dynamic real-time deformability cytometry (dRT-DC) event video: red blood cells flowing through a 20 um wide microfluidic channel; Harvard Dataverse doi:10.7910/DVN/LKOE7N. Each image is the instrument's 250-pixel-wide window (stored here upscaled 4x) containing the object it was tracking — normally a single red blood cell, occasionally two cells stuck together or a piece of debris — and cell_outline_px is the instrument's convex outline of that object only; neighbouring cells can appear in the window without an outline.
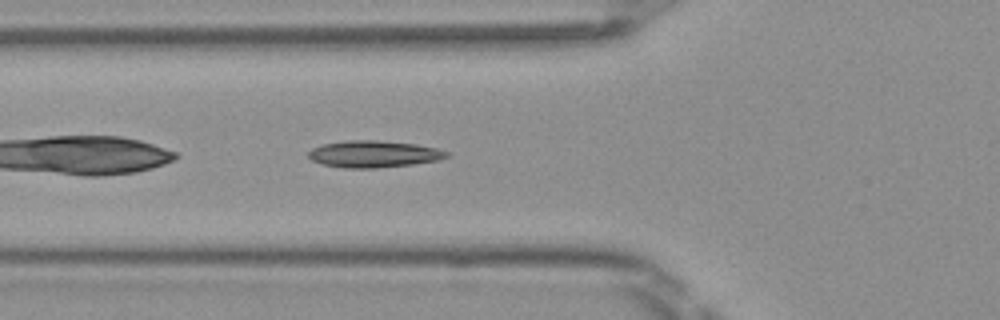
{"species": "Egyptian fruit bat (a non-hibernating species)", "species_latin": "Rousettus aegyptiacus", "temperature_condition": "room temperature", "stored_images_in_passage": 33, "camera_frame_rate_fps": 3000, "um_per_image_px": 0.085, "frame": {"image": 1, "passage_image": 3, "time_ms": 0.667, "image_size_px": [1000, 320], "cell_outline_px": [[448, 156], [440, 160], [412, 164], [376, 168], [344, 168], [324, 164], [312, 160], [308, 156], [308, 152], [312, 148], [324, 144], [344, 140], [376, 140], [416, 144], [436, 148], [448, 152]], "centroid_in_image_um": [31.76, 13.09], "position_along_channel_um": 94.0, "area_um2": 21.5}}
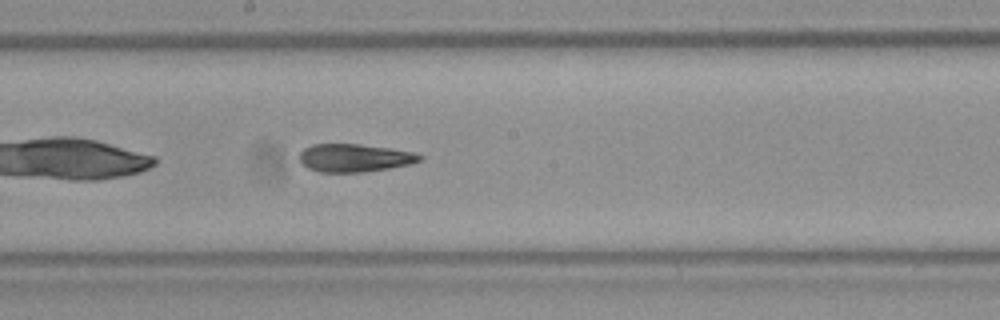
{"frame": {"image": 2, "passage_image": 12, "time_ms": 3.667, "image_size_px": [1000, 320], "cell_outline_px": [[424, 160], [408, 164], [388, 168], [360, 172], [320, 172], [308, 168], [300, 164], [300, 152], [304, 148], [312, 144], [360, 144], [416, 152], [424, 156]], "centroid_in_image_um": [30.13, 13.41], "position_along_channel_um": 218.1, "area_um2": 19.65}}
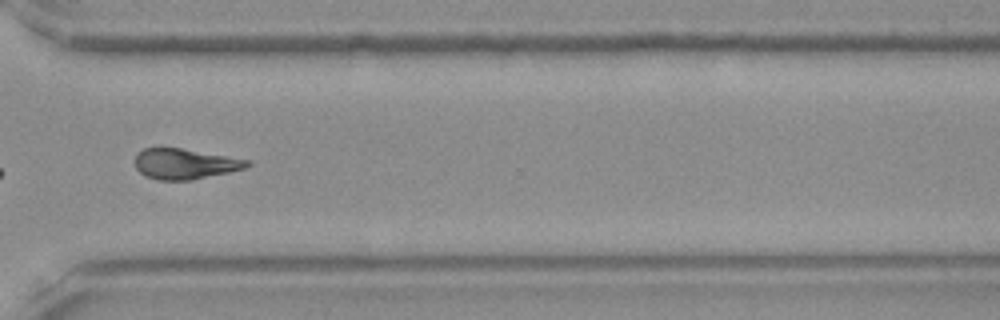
{"frame": {"image": 3, "passage_image": 22, "time_ms": 7.0, "image_size_px": [1000, 320], "cell_outline_px": [[252, 164], [244, 168], [228, 172], [192, 180], [160, 180], [144, 176], [136, 168], [136, 156], [144, 148], [180, 148], [252, 160]], "centroid_in_image_um": [15.74, 13.93], "position_along_channel_um": 354.9, "area_um2": 19.77}}